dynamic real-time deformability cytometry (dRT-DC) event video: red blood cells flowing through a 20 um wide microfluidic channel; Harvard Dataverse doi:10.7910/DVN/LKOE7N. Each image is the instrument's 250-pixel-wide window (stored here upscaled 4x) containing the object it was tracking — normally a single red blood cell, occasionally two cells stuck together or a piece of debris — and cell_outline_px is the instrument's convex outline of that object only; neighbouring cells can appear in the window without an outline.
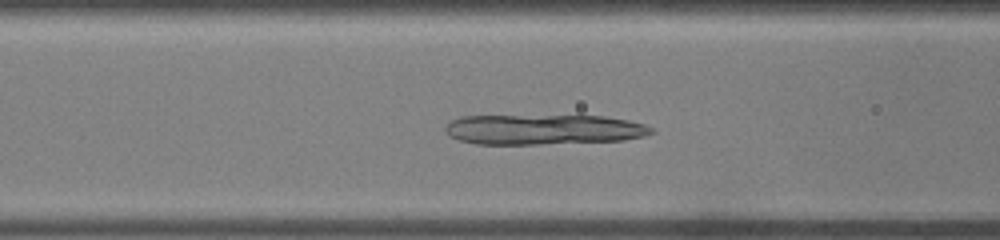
{"species": "common noctule bat (a hibernating species)", "species_latin": "Nyctalus noctula", "temperature_condition": "warm", "stored_images_in_passage": 31, "camera_frame_rate_fps": 3000, "um_per_image_px": 0.085, "animal": {"sex": "male", "body_mass_g": 19.0, "forearm_length_mm": 50.8}, "frame": {"image": 1, "passage_image": 9, "time_ms": 2.667, "image_size_px": [1000, 240], "cell_outline_px": [[656, 132], [644, 136], [624, 140], [536, 144], [476, 144], [460, 140], [448, 136], [444, 132], [444, 128], [452, 120], [460, 116], [604, 116], [628, 120], [644, 124], [656, 128]], "centroid_in_image_um": [46.21, 11.01], "position_along_channel_um": 120.4, "area_um2": 36.36}}
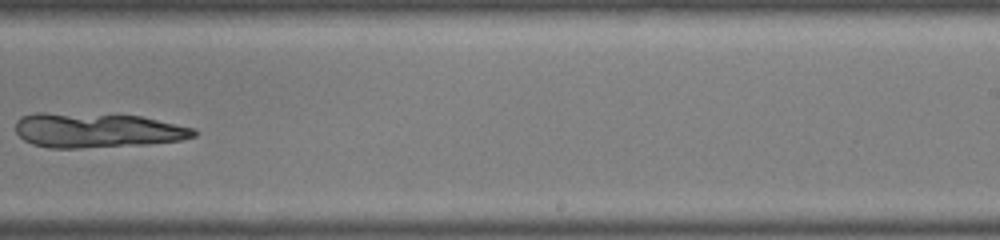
{"frame": {"image": 2, "passage_image": 18, "time_ms": 5.667, "image_size_px": [1000, 240], "cell_outline_px": [[196, 136], [180, 140], [148, 144], [80, 148], [48, 148], [32, 144], [24, 140], [16, 132], [16, 120], [20, 116], [36, 112], [44, 112], [140, 116], [196, 128]], "centroid_in_image_um": [8.22, 11.07], "position_along_channel_um": 280.8, "area_um2": 36.18}}
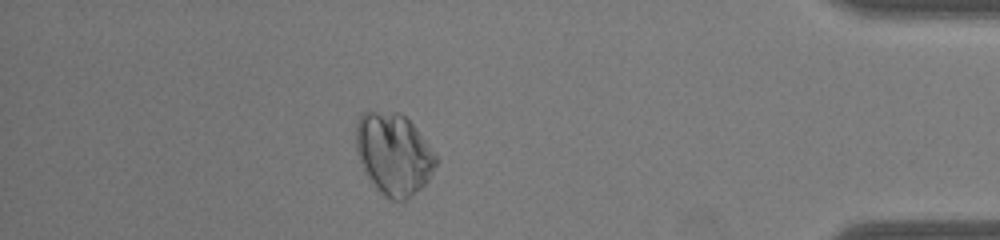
{"frame": {"image": 3, "passage_image": 27, "time_ms": 8.667, "image_size_px": [1000, 240], "cell_outline_px": [[440, 160], [428, 180], [420, 188], [404, 200], [392, 200], [384, 196], [376, 188], [368, 176], [356, 152], [356, 124], [360, 116], [368, 108], [400, 112], [416, 128]], "centroid_in_image_um": [33.46, 13.03], "position_along_channel_um": 401.7, "area_um2": 38.21}}